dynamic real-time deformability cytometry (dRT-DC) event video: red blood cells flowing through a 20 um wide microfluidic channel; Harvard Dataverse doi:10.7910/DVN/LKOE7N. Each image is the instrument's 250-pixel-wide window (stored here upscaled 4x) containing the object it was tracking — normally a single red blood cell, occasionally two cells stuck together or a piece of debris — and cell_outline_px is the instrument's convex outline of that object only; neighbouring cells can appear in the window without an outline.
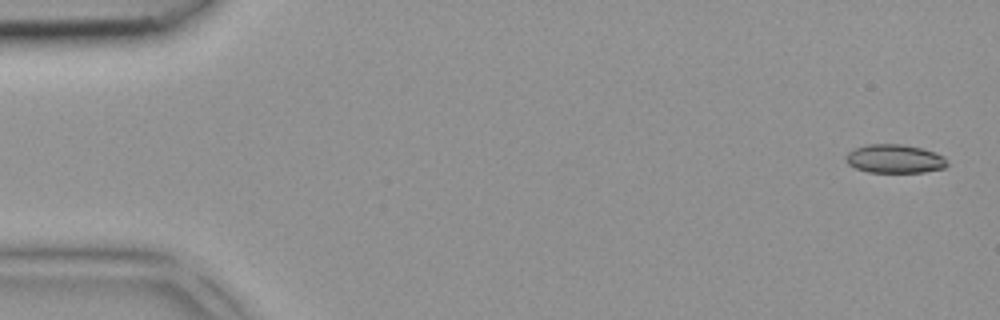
{"species": "common noctule bat (a hibernating species)", "species_latin": "Nyctalus noctula", "temperature_condition": "room temperature", "stored_images_in_passage": 5, "camera_frame_rate_fps": 3000, "um_per_image_px": 0.085, "animal": {"sex": "female", "body_mass_g": 18.4}, "frame": {"image": 1, "passage_image": 1, "time_ms": 0.0, "image_size_px": [1000, 320], "cell_outline_px": [[948, 164], [944, 168], [924, 172], [868, 172], [856, 168], [848, 164], [844, 160], [844, 156], [848, 152], [856, 148], [868, 144], [900, 144], [920, 148], [936, 152], [944, 156]], "centroid_in_image_um": [76.03, 13.5], "position_along_channel_um": 9.0, "area_um2": 16.94}}